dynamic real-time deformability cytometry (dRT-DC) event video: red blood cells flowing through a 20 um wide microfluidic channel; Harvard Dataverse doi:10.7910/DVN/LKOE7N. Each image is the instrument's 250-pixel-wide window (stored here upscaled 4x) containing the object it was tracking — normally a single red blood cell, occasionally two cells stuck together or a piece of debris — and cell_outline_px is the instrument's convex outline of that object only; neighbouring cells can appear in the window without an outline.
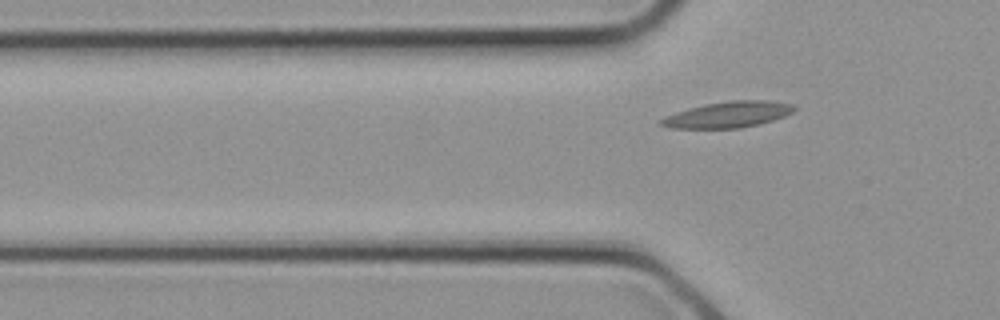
{"species": "common noctule bat (a hibernating species)", "species_latin": "Nyctalus noctula", "temperature_condition": "cold", "stored_images_in_passage": 4, "camera_frame_rate_fps": 3000, "um_per_image_px": 0.085, "animal": {"sex": "female", "body_mass_g": 21.9}, "frame": {"image": 1, "passage_image": 4, "time_ms": 1.0, "image_size_px": [1000, 320], "cell_outline_px": [[796, 108], [792, 112], [784, 116], [760, 124], [740, 128], [672, 128], [656, 124], [664, 116], [688, 108], [704, 104], [732, 100], [768, 100], [792, 104]], "centroid_in_image_um": [61.85, 9.74], "position_along_channel_um": 64.0, "area_um2": 20.23}}